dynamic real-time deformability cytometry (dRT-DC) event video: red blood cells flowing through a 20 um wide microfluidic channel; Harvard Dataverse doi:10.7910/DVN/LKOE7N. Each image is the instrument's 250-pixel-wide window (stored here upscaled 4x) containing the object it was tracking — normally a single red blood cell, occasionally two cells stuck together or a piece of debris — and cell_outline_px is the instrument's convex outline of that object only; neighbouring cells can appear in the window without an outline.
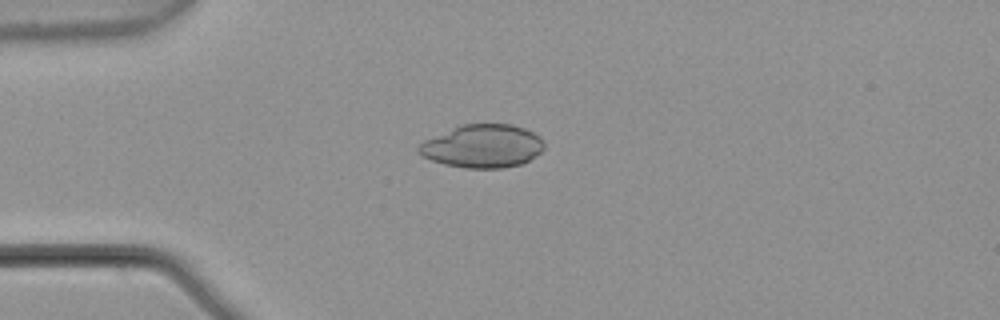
{"species": "common noctule bat (a hibernating species)", "species_latin": "Nyctalus noctula", "temperature_condition": "warm", "stored_images_in_passage": 5, "camera_frame_rate_fps": 3000, "um_per_image_px": 0.085, "animal": {"sex": "male", "body_mass_g": 21.5, "forearm_length_mm": 52.0}, "frame": {"image": 1, "passage_image": 3, "time_ms": 0.667, "image_size_px": [1000, 320], "cell_outline_px": [[544, 148], [540, 152], [528, 160], [520, 164], [500, 168], [464, 168], [444, 164], [432, 160], [416, 152], [416, 148], [424, 140], [464, 124], [512, 124], [524, 128], [540, 136], [544, 140]], "centroid_in_image_um": [41.02, 12.42], "position_along_channel_um": 44.0, "area_um2": 31.33}}
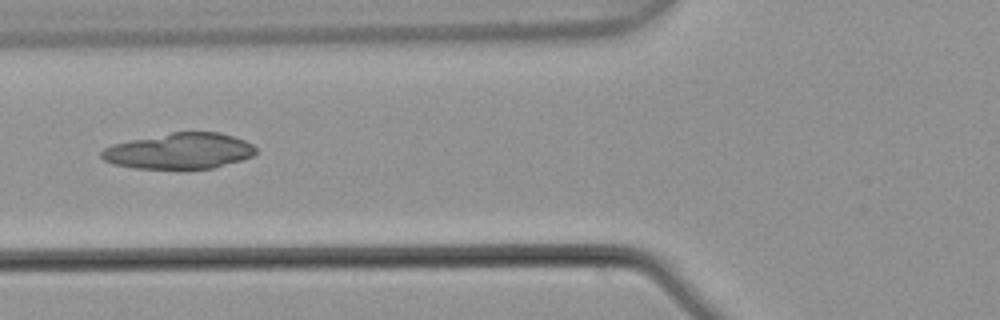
{"frame": {"image": 2, "passage_image": 5, "time_ms": 1.333, "image_size_px": [1000, 320], "cell_outline_px": [[256, 152], [252, 156], [240, 160], [212, 168], [136, 168], [112, 164], [104, 160], [100, 156], [100, 152], [104, 148], [112, 144], [172, 132], [220, 132], [244, 140], [252, 144], [256, 148]], "centroid_in_image_um": [15.23, 12.83], "position_along_channel_um": 110.6, "area_um2": 31.91}}